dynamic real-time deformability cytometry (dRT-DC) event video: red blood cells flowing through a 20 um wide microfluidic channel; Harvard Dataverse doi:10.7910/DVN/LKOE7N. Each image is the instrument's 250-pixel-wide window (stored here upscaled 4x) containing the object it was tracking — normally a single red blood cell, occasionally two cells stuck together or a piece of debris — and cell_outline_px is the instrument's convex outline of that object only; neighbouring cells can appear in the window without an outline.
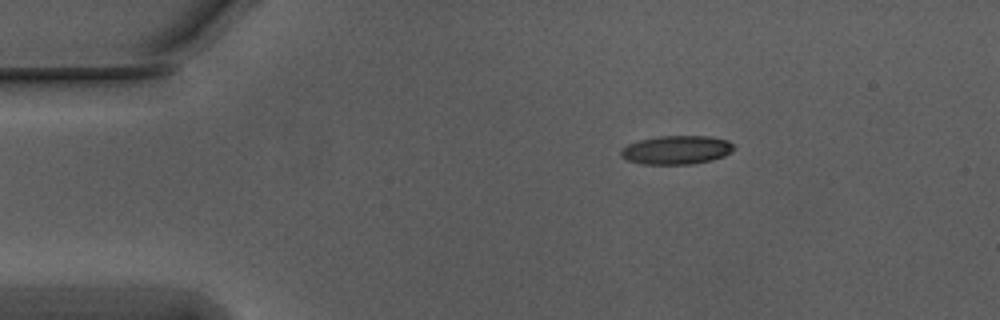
{"species": "Egyptian fruit bat (a non-hibernating species)", "species_latin": "Rousettus aegyptiacus", "temperature_condition": "warm", "stored_images_in_passage": 46, "camera_frame_rate_fps": 3000, "um_per_image_px": 0.085, "animal": {"sex": "male"}, "frame": {"image": 1, "passage_image": 1, "time_ms": 0.0, "image_size_px": [1000, 320], "cell_outline_px": [[732, 148], [724, 156], [712, 160], [692, 164], [640, 164], [628, 160], [620, 156], [620, 152], [628, 144], [640, 140], [656, 136], [708, 136], [728, 140], [732, 144]], "centroid_in_image_um": [57.47, 12.74], "position_along_channel_um": 27.5, "area_um2": 18.73}}
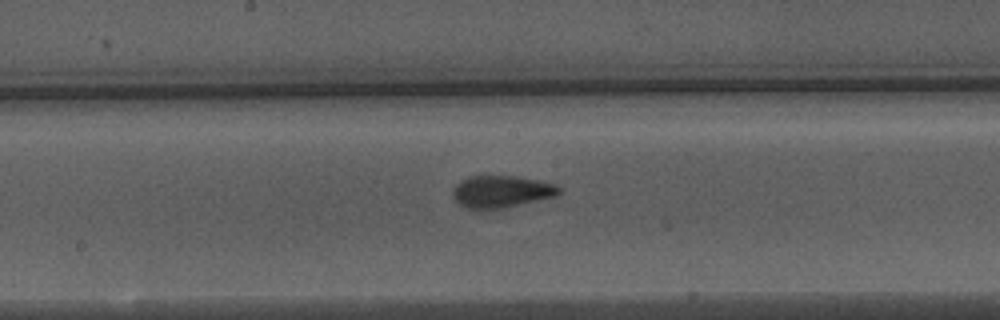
{"frame": {"image": 2, "passage_image": 20, "time_ms": 6.333, "image_size_px": [1000, 320], "cell_outline_px": [[560, 192], [556, 196], [504, 208], [468, 208], [460, 204], [452, 196], [452, 188], [460, 180], [468, 176], [516, 176], [556, 184], [560, 188]], "centroid_in_image_um": [42.6, 16.27], "position_along_channel_um": 205.6, "area_um2": 19.71}}
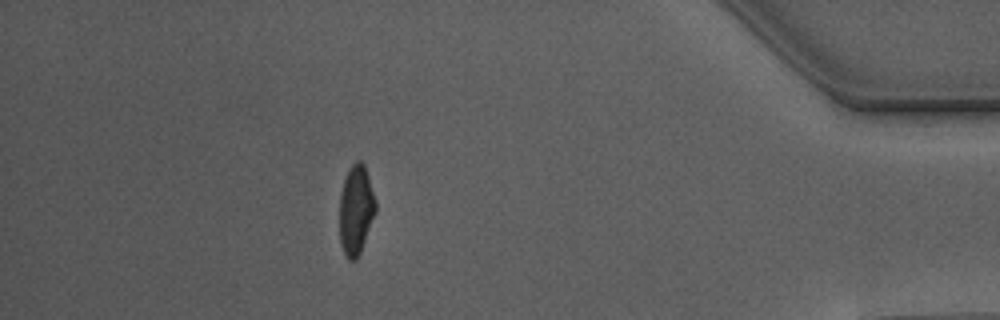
{"frame": {"image": 3, "passage_image": 40, "time_ms": 13.0, "image_size_px": [1000, 320], "cell_outline_px": [[376, 212], [360, 252], [356, 260], [348, 260], [340, 244], [340, 192], [344, 180], [352, 164], [356, 160], [360, 160], [364, 164], [376, 200]], "centroid_in_image_um": [30.26, 17.84], "position_along_channel_um": 404.9, "area_um2": 18.73}, "authors_computed_cell_mechanics": {"area_um2": 19.2474, "velocity_mm_per_s": 3.7705, "shape_relaxation_time_tau1_ms": 6.155, "shape_relaxation_time_tau2_ms": 1.166, "deformation_change_tau1": 0.191, "deformation_change_tau2": 0.0773}}